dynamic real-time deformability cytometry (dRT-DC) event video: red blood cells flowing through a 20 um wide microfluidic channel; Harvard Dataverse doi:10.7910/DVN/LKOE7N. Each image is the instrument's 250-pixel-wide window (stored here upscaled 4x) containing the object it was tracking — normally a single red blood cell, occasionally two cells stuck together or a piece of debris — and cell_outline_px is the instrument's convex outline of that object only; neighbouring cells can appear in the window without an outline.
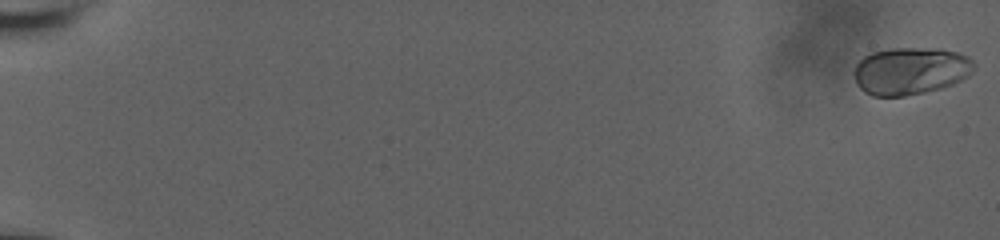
{"species": "human", "species_latin": "Homo sapiens", "temperature_condition": "room temperature", "stored_images_in_passage": 20, "camera_frame_rate_fps": 3000, "um_per_image_px": 0.085, "donor": {"sex": "male"}, "frame": {"image": 1, "passage_image": 1, "time_ms": 0.0, "image_size_px": [1000, 240], "cell_outline_px": [[976, 64], [972, 72], [968, 76], [952, 84], [940, 88], [924, 92], [904, 96], [872, 96], [864, 92], [856, 84], [852, 72], [856, 64], [864, 56], [872, 52], [892, 48], [940, 48], [956, 52], [968, 56]], "centroid_in_image_um": [77.37, 6.02], "position_along_channel_um": 7.6, "area_um2": 33.41}}
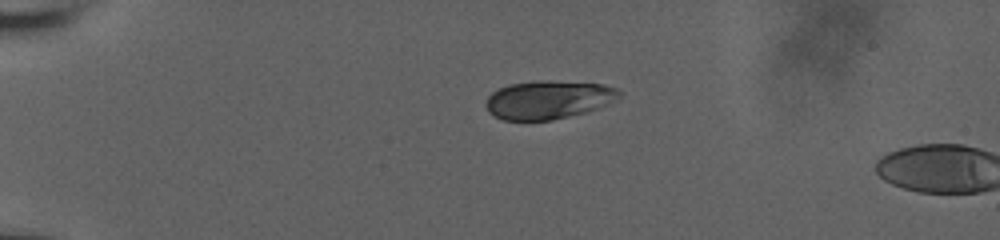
{"frame": {"image": 2, "passage_image": 16, "time_ms": 5.0, "image_size_px": [1000, 240], "cell_outline_px": [[620, 96], [616, 100], [600, 108], [552, 120], [504, 120], [488, 112], [484, 104], [488, 96], [492, 92], [508, 84], [536, 80], [548, 80], [604, 84], [616, 88], [620, 92]], "centroid_in_image_um": [46.6, 8.46], "position_along_channel_um": 38.4, "area_um2": 30.0}}